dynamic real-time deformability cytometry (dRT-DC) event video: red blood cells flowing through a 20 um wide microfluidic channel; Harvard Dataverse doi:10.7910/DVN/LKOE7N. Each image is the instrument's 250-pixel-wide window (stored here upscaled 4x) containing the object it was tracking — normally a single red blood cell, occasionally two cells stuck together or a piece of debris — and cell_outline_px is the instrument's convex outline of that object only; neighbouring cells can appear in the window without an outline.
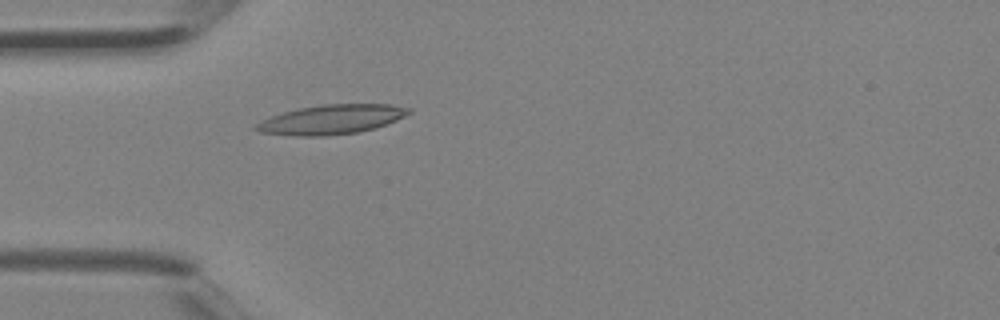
{"species": "Egyptian fruit bat (a non-hibernating species)", "species_latin": "Rousettus aegyptiacus", "temperature_condition": "room temperature", "stored_images_in_passage": 4, "camera_frame_rate_fps": 3000, "um_per_image_px": 0.085, "animal": {"sex": "female"}, "frame": {"image": 1, "passage_image": 4, "time_ms": 1.0, "image_size_px": [1000, 320], "cell_outline_px": [[412, 112], [396, 120], [376, 128], [360, 132], [324, 136], [296, 136], [260, 132], [252, 128], [256, 124], [272, 116], [284, 112], [300, 108], [320, 104], [388, 104], [412, 108]], "centroid_in_image_um": [28.2, 10.16], "position_along_channel_um": 56.8, "area_um2": 26.18}}